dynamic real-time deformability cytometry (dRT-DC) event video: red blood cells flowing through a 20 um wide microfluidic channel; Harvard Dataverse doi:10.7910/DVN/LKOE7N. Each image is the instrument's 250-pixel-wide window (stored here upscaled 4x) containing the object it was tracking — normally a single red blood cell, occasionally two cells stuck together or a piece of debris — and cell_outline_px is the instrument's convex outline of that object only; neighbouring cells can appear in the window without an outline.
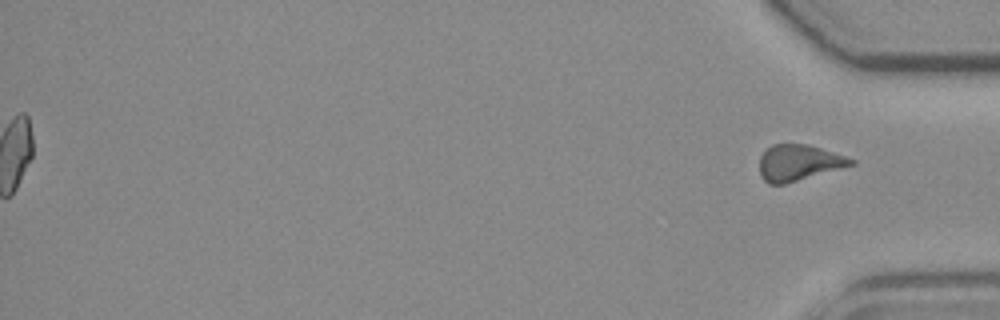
{"species": "common noctule bat (a hibernating species)", "species_latin": "Nyctalus noctula", "temperature_condition": "room temperature", "stored_images_in_passage": 43, "segment_of_instrument_passage": [2, 2], "camera_frame_rate_fps": 3000, "um_per_image_px": 0.085, "animal": {"sex": "female", "body_mass_g": 19.3, "forearm_length_mm": 54.1}, "frame": {"image": 1, "passage_image": 43, "time_ms": 14.0, "image_size_px": [1000, 320], "cell_outline_px": [[856, 164], [784, 184], [768, 184], [760, 176], [760, 156], [772, 144], [808, 144], [856, 160]], "centroid_in_image_um": [67.87, 13.83], "position_along_channel_um": 367.3, "area_um2": 19.02}}